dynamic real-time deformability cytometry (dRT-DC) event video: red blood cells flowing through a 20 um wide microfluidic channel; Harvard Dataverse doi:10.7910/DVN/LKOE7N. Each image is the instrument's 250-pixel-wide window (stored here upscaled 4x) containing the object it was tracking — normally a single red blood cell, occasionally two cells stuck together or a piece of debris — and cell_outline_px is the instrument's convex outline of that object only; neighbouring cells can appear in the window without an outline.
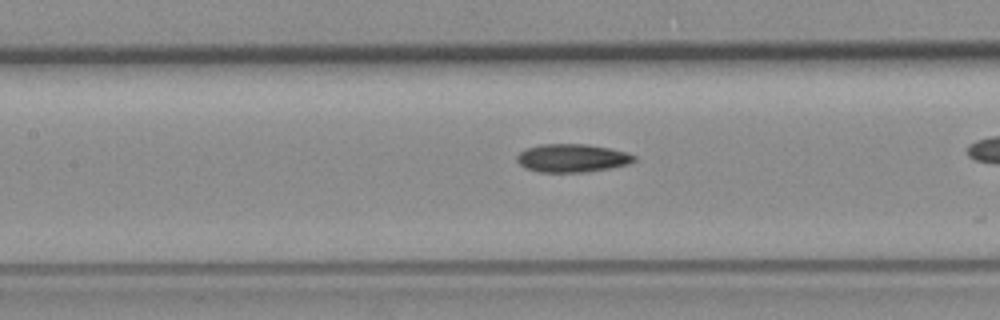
{"species": "common noctule bat (a hibernating species)", "species_latin": "Nyctalus noctula", "temperature_condition": "room temperature", "stored_images_in_passage": 21, "camera_frame_rate_fps": 3000, "um_per_image_px": 0.085, "animal": {"sex": "female", "body_mass_g": 19.3, "forearm_length_mm": 54.1}, "frame": {"image": 1, "passage_image": 17, "time_ms": 5.333, "image_size_px": [1000, 320], "cell_outline_px": [[636, 160], [628, 164], [608, 168], [584, 172], [540, 172], [524, 168], [516, 160], [516, 156], [520, 152], [528, 148], [540, 144], [584, 144], [608, 148], [628, 152], [636, 156]], "centroid_in_image_um": [48.62, 13.44], "position_along_channel_um": 158.8, "area_um2": 19.19}}
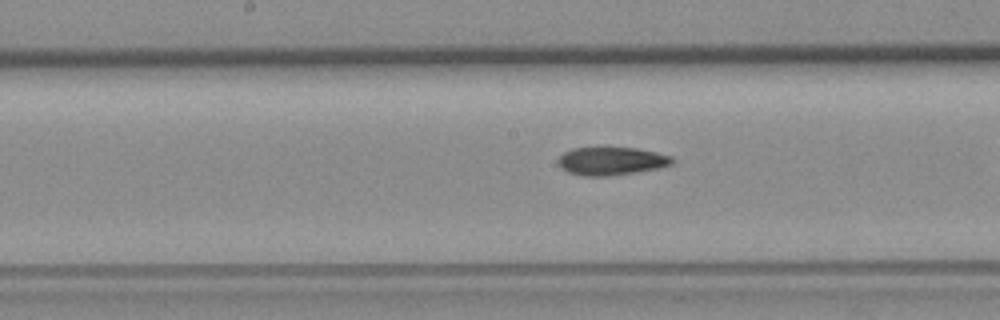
{"frame": {"image": 2, "passage_image": 20, "time_ms": 6.333, "image_size_px": [1000, 320], "cell_outline_px": [[676, 160], [672, 164], [660, 168], [636, 172], [608, 176], [584, 176], [568, 172], [560, 168], [556, 160], [564, 152], [572, 148], [636, 148], [656, 152], [672, 156]], "centroid_in_image_um": [51.97, 13.69], "position_along_channel_um": 196.2, "area_um2": 18.79}}